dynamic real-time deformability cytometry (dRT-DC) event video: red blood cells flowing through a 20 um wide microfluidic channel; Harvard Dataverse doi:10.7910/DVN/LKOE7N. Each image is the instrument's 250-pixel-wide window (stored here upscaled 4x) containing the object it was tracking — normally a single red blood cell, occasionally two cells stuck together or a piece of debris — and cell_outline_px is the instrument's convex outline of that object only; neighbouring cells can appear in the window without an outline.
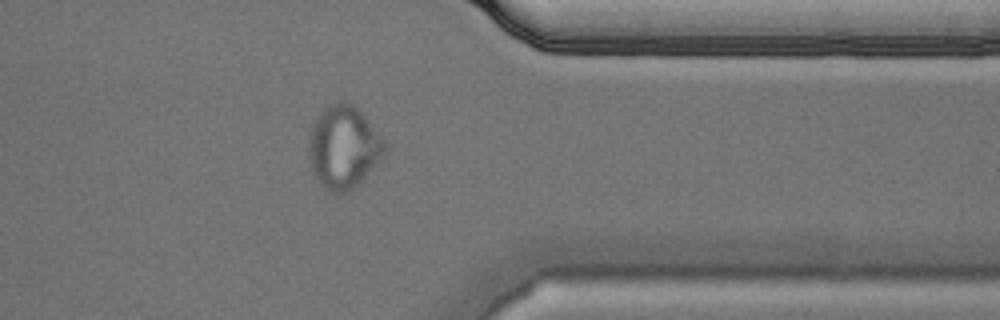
{"species": "Egyptian fruit bat (a non-hibernating species)", "species_latin": "Rousettus aegyptiacus", "temperature_condition": "cold", "stored_images_in_passage": 31, "camera_frame_rate_fps": 3000, "um_per_image_px": 0.085, "animal": {"sex": "male"}, "frame": {"image": 1, "passage_image": 27, "time_ms": 8.667, "image_size_px": [1000, 320], "cell_outline_px": [[388, 148], [384, 156], [352, 188], [344, 192], [332, 192], [324, 188], [316, 180], [312, 172], [308, 156], [308, 140], [312, 128], [320, 112], [324, 108], [332, 104], [352, 104], [364, 116], [388, 144]], "centroid_in_image_um": [29.19, 12.53], "position_along_channel_um": 382.2, "area_um2": 36.01}}